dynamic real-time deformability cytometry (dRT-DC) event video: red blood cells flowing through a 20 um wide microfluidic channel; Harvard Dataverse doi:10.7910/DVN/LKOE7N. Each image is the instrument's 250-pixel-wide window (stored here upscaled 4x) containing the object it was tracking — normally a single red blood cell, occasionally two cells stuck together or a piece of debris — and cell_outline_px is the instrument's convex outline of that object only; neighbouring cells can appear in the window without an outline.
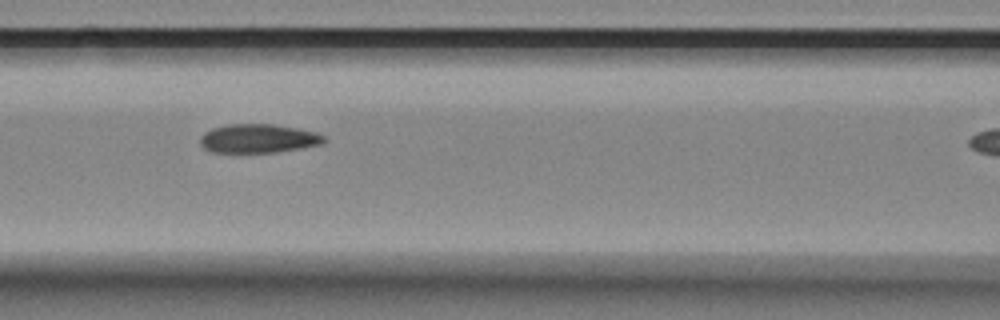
{"species": "Egyptian fruit bat (a non-hibernating species)", "species_latin": "Rousettus aegyptiacus", "temperature_condition": "room temperature", "stored_images_in_passage": 9, "segment_of_instrument_passage": [1, 2], "camera_frame_rate_fps": 3000, "um_per_image_px": 0.085, "animal": {"sex": "female"}, "frame": {"image": 1, "passage_image": 3, "time_ms": 2.0, "image_size_px": [1000, 320], "cell_outline_px": [[328, 140], [320, 144], [300, 148], [276, 152], [212, 152], [204, 148], [200, 144], [200, 136], [204, 132], [212, 128], [228, 124], [272, 124], [296, 128], [316, 132], [324, 136]], "centroid_in_image_um": [21.94, 11.77], "position_along_channel_um": 144.7, "area_um2": 20.75}}
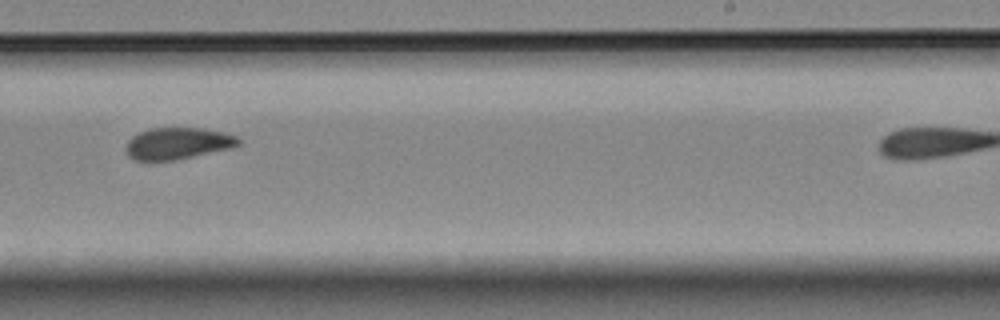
{"frame": {"image": 2, "passage_image": 6, "time_ms": 5.667, "image_size_px": [1000, 320], "cell_outline_px": [[240, 144], [232, 148], [176, 160], [136, 160], [128, 156], [128, 140], [132, 136], [148, 128], [200, 128], [224, 132], [236, 136], [240, 140]], "centroid_in_image_um": [15.14, 12.18], "position_along_channel_um": 273.9, "area_um2": 20.63}}
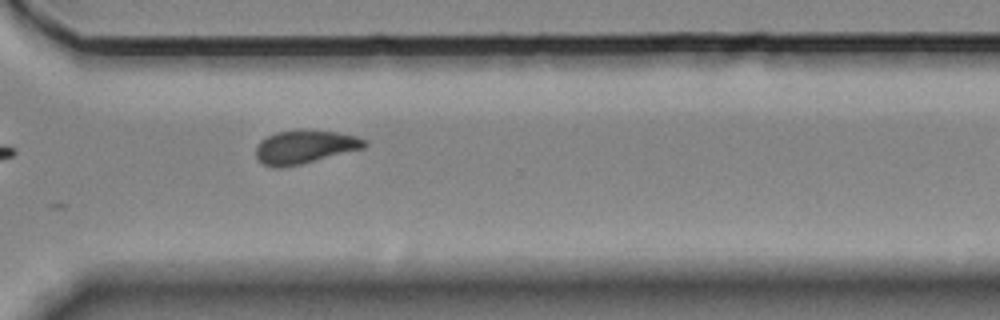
{"frame": {"image": 3, "passage_image": 8, "time_ms": 7.667, "image_size_px": [1000, 320], "cell_outline_px": [[368, 144], [364, 148], [300, 164], [280, 168], [272, 168], [264, 164], [256, 156], [256, 144], [260, 140], [276, 132], [336, 132], [356, 136], [364, 140]], "centroid_in_image_um": [25.87, 12.52], "position_along_channel_um": 344.7, "area_um2": 20.4}}